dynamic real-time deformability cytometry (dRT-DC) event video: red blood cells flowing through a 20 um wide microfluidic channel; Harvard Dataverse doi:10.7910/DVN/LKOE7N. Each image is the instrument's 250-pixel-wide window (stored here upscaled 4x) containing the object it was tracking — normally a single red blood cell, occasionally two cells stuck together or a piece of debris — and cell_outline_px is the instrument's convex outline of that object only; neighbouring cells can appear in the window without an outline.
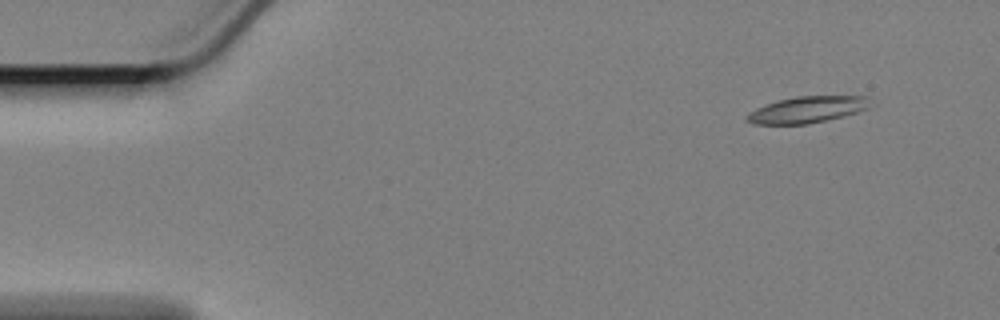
{"species": "Egyptian fruit bat (a non-hibernating species)", "species_latin": "Rousettus aegyptiacus", "temperature_condition": "cold", "stored_images_in_passage": 56, "camera_frame_rate_fps": 3000, "um_per_image_px": 0.085, "animal": {"sex": "female"}, "frame": {"image": 1, "passage_image": 1, "time_ms": 0.0, "image_size_px": [1000, 320], "cell_outline_px": [[868, 108], [844, 116], [808, 124], [752, 124], [744, 120], [744, 116], [748, 112], [756, 108], [780, 100], [796, 96], [868, 96]], "centroid_in_image_um": [68.55, 9.33], "position_along_channel_um": 16.5, "area_um2": 18.9}}
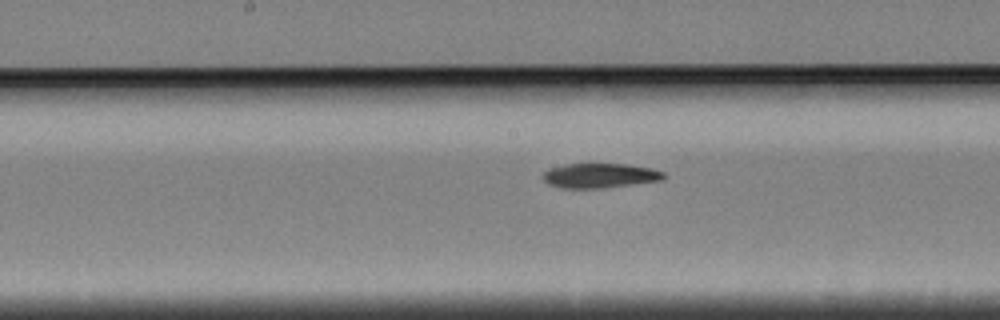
{"frame": {"image": 2, "passage_image": 26, "time_ms": 8.333, "image_size_px": [1000, 320], "cell_outline_px": [[664, 176], [660, 180], [600, 188], [560, 188], [548, 184], [544, 180], [544, 172], [552, 168], [568, 164], [628, 164], [652, 168], [664, 172]], "centroid_in_image_um": [50.98, 14.92], "position_along_channel_um": 197.2, "area_um2": 16.99}}
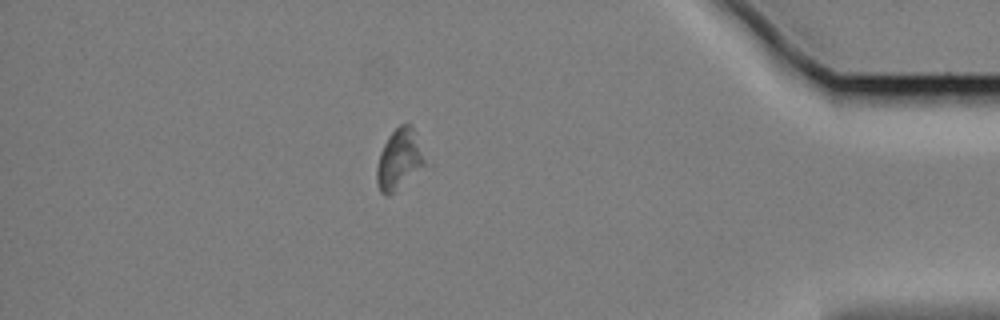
{"frame": {"image": 3, "passage_image": 48, "time_ms": 15.667, "image_size_px": [1000, 320], "cell_outline_px": [[424, 164], [388, 196], [384, 196], [380, 192], [376, 184], [376, 168], [380, 152], [388, 136], [400, 124], [412, 124], [424, 160]], "centroid_in_image_um": [33.85, 13.53], "position_along_channel_um": 401.3, "area_um2": 16.24}}